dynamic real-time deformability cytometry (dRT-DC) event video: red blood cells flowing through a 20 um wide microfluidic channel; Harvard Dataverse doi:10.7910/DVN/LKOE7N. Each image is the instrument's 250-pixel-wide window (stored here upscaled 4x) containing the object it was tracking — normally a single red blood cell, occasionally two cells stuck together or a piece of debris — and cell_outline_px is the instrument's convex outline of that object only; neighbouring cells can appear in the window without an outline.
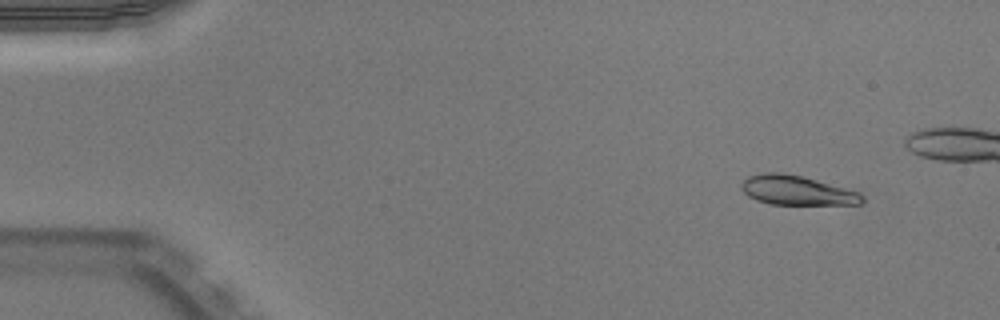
{"species": "Egyptian fruit bat (a non-hibernating species)", "species_latin": "Rousettus aegyptiacus", "temperature_condition": "warm", "stored_images_in_passage": 49, "camera_frame_rate_fps": 3000, "um_per_image_px": 0.085, "animal": {"sex": "male"}, "frame": {"image": 1, "passage_image": 5, "time_ms": 1.333, "image_size_px": [1000, 320], "cell_outline_px": [[864, 200], [860, 204], [772, 204], [756, 200], [748, 196], [740, 188], [740, 184], [748, 176], [760, 172], [784, 172], [816, 180], [860, 192], [864, 196]], "centroid_in_image_um": [67.69, 16.17], "position_along_channel_um": 17.3, "area_um2": 20.69}}
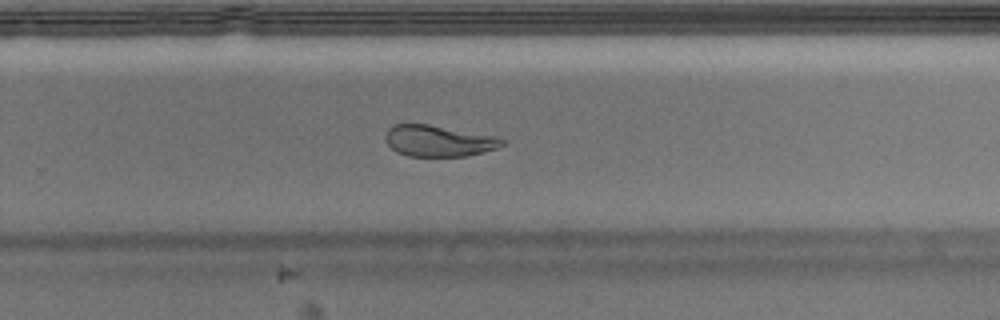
{"frame": {"image": 2, "passage_image": 34, "time_ms": 11.0, "image_size_px": [1000, 320], "cell_outline_px": [[504, 144], [496, 148], [464, 156], [408, 156], [396, 152], [384, 140], [384, 136], [388, 128], [396, 124], [428, 124], [496, 136], [504, 140]], "centroid_in_image_um": [37.23, 11.97], "position_along_channel_um": 292.6, "area_um2": 21.1}}
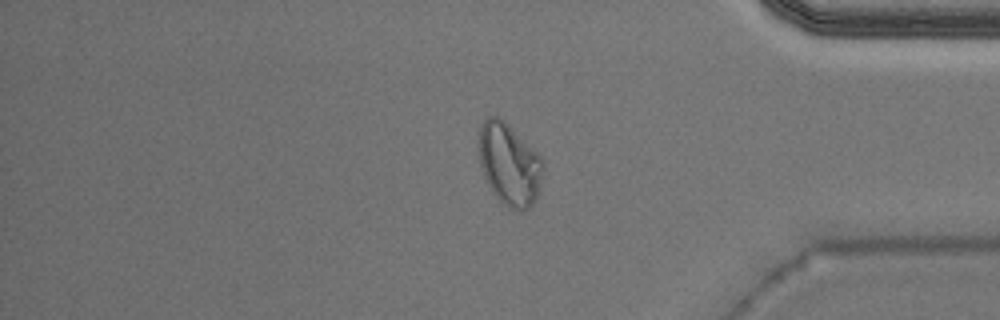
{"frame": {"image": 3, "passage_image": 43, "time_ms": 14.0, "image_size_px": [1000, 320], "cell_outline_px": [[544, 172], [536, 196], [532, 204], [524, 212], [520, 212], [508, 208], [492, 192], [484, 176], [480, 164], [480, 124], [488, 116], [500, 116], [540, 156]], "centroid_in_image_um": [43.29, 13.98], "position_along_channel_um": 391.9, "area_um2": 30.4}}